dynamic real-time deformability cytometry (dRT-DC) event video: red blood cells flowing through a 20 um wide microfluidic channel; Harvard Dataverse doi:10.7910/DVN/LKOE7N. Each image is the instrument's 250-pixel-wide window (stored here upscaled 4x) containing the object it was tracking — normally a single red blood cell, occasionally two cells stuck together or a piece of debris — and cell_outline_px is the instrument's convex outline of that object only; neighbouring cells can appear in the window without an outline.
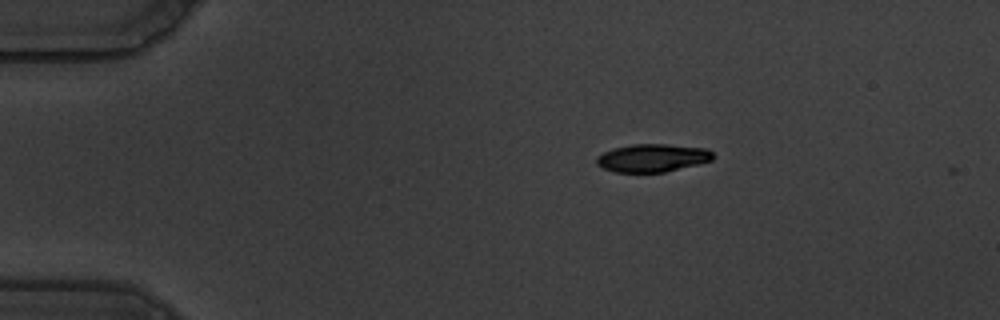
{"species": "common noctule bat (a hibernating species)", "species_latin": "Nyctalus noctula", "temperature_condition": "warm", "stored_images_in_passage": 48, "camera_frame_rate_fps": 3000, "um_per_image_px": 0.085, "animal": {"sex": "male", "body_mass_g": 19.5, "forearm_length_mm": 54.6}, "frame": {"image": 1, "passage_image": 1, "time_ms": 0.0, "image_size_px": [1000, 320], "cell_outline_px": [[712, 160], [664, 172], [616, 172], [604, 168], [596, 164], [596, 156], [612, 148], [632, 144], [668, 144], [708, 148], [712, 152]], "centroid_in_image_um": [55.43, 13.41], "position_along_channel_um": 29.6, "area_um2": 18.9}}
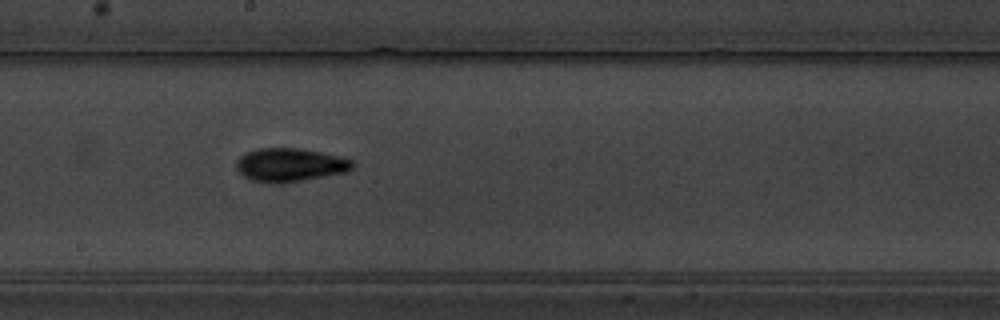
{"frame": {"image": 2, "passage_image": 23, "time_ms": 7.333, "image_size_px": [1000, 320], "cell_outline_px": [[356, 164], [348, 172], [300, 180], [272, 184], [252, 180], [244, 176], [236, 168], [236, 160], [240, 156], [256, 148], [300, 148], [344, 156], [352, 160]], "centroid_in_image_um": [24.68, 14.0], "position_along_channel_um": 223.5, "area_um2": 22.77}}
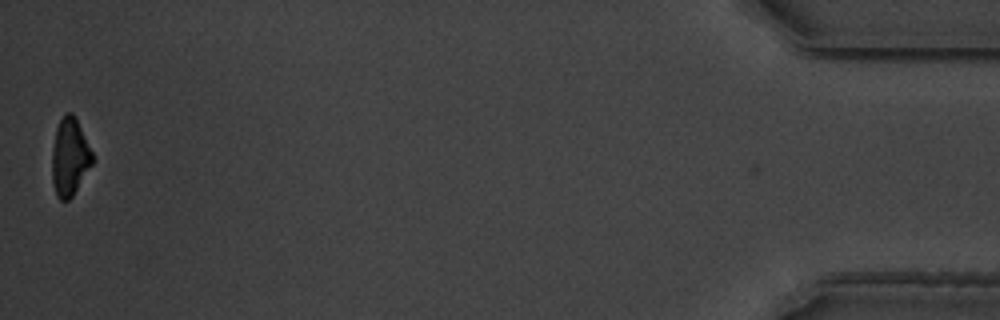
{"frame": {"image": 3, "passage_image": 48, "time_ms": 15.667, "image_size_px": [1000, 320], "cell_outline_px": [[92, 164], [72, 196], [68, 200], [60, 200], [56, 196], [52, 180], [52, 148], [56, 128], [64, 112], [72, 112], [92, 152]], "centroid_in_image_um": [5.89, 13.35], "position_along_channel_um": 429.3, "area_um2": 17.98}, "authors_computed_cell_mechanics": {"area_um2": 20.2589, "velocity_mm_per_s": 3.5256, "shape_relaxation_time_tau1_ms": 3.8164, "shape_relaxation_time_tau2_ms": 3.7721, "deformation_change_tau1": 0.1488, "deformation_change_tau2": 0.0988}}